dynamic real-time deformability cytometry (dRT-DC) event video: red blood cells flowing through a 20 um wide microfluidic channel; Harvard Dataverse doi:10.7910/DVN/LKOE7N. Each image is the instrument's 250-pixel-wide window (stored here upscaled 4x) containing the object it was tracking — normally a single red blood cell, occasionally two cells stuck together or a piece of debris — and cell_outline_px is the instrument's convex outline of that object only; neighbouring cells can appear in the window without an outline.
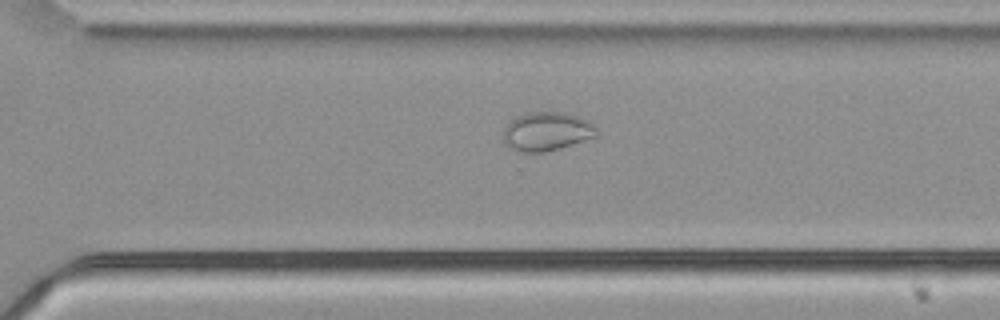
{"species": "common noctule bat (a hibernating species)", "species_latin": "Nyctalus noctula", "temperature_condition": "cold", "stored_images_in_passage": 41, "camera_frame_rate_fps": 3000, "um_per_image_px": 0.085, "animal": {"sex": "male", "body_mass_g": 21.5, "forearm_length_mm": 52.0}, "frame": {"image": 1, "passage_image": 30, "time_ms": 9.667, "image_size_px": [1000, 320], "cell_outline_px": [[596, 136], [560, 148], [544, 152], [520, 152], [508, 148], [504, 144], [504, 128], [516, 116], [524, 112], [564, 112], [580, 116], [592, 124], [596, 128]], "centroid_in_image_um": [46.43, 11.17], "position_along_channel_um": 324.2, "area_um2": 21.1}}
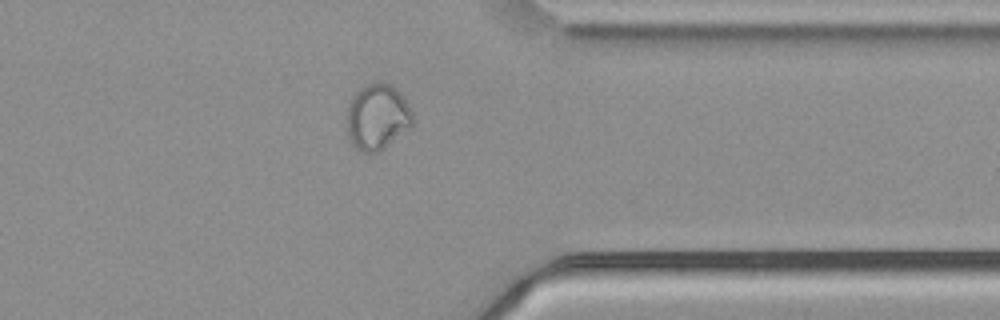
{"frame": {"image": 2, "passage_image": 35, "time_ms": 11.333, "image_size_px": [1000, 320], "cell_outline_px": [[412, 124], [380, 152], [360, 152], [352, 144], [344, 120], [348, 104], [352, 96], [364, 84], [376, 80], [380, 80], [392, 84], [400, 92], [412, 112]], "centroid_in_image_um": [32.02, 9.89], "position_along_channel_um": 379.4, "area_um2": 25.66}, "authors_computed_cell_mechanics": {"area_um2": 24.1604, "velocity_mm_per_s": 3.7211, "shape_relaxation_time_tau1_ms": null, "shape_relaxation_time_tau2_ms": 1.843, "deformation_change_tau1": null, "deformation_change_tau2": 0.0392}}